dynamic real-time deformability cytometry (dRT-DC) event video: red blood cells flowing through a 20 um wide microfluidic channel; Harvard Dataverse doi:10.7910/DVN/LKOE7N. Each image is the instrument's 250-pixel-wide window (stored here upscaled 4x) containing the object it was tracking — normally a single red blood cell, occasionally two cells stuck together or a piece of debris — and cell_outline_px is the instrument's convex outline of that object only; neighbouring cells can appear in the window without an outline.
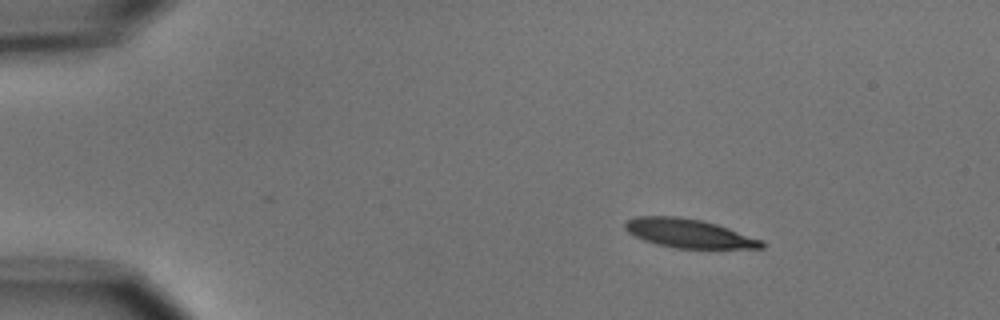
{"species": "common noctule bat (a hibernating species)", "species_latin": "Nyctalus noctula", "temperature_condition": "cold", "stored_images_in_passage": 3, "camera_frame_rate_fps": 3000, "um_per_image_px": 0.085, "animal": {"sex": "male", "body_mass_g": 15.6}, "frame": {"image": 1, "passage_image": 1, "time_ms": 0.0, "image_size_px": [1000, 320], "cell_outline_px": [[764, 248], [676, 248], [656, 244], [644, 240], [628, 232], [624, 228], [624, 224], [628, 220], [636, 216], [676, 216], [700, 220], [716, 224], [764, 240]], "centroid_in_image_um": [58.55, 19.83], "position_along_channel_um": 26.5, "area_um2": 22.77}}